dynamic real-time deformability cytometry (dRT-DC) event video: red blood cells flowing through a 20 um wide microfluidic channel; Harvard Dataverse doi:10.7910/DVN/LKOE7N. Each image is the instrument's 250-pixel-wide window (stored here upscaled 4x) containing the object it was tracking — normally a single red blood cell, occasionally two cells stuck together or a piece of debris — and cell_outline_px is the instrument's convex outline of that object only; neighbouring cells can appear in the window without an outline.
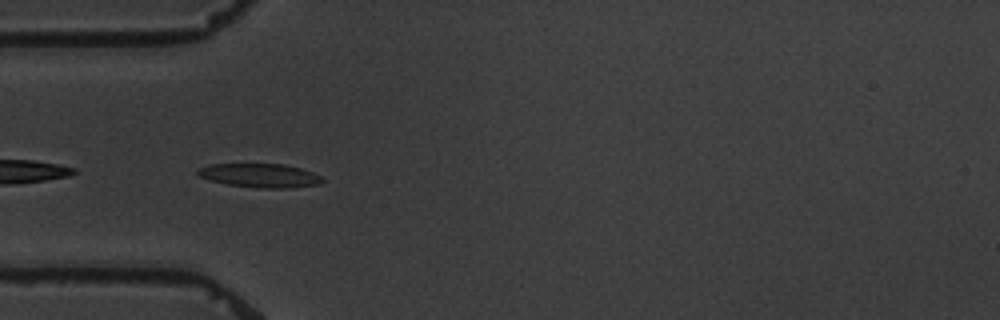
{"species": "common noctule bat (a hibernating species)", "species_latin": "Nyctalus noctula", "temperature_condition": "warm", "stored_images_in_passage": 2, "camera_frame_rate_fps": 3000, "um_per_image_px": 0.085, "animal": {"sex": "male", "body_mass_g": 19.5, "forearm_length_mm": 54.6}, "frame": {"image": 1, "passage_image": 2, "time_ms": 1.0, "image_size_px": [1000, 320], "cell_outline_px": [[324, 180], [320, 184], [288, 188], [260, 188], [228, 184], [196, 176], [196, 168], [208, 164], [284, 164], [300, 168], [312, 172], [320, 176]], "centroid_in_image_um": [22.05, 14.91], "position_along_channel_um": 62.9, "area_um2": 17.34}}